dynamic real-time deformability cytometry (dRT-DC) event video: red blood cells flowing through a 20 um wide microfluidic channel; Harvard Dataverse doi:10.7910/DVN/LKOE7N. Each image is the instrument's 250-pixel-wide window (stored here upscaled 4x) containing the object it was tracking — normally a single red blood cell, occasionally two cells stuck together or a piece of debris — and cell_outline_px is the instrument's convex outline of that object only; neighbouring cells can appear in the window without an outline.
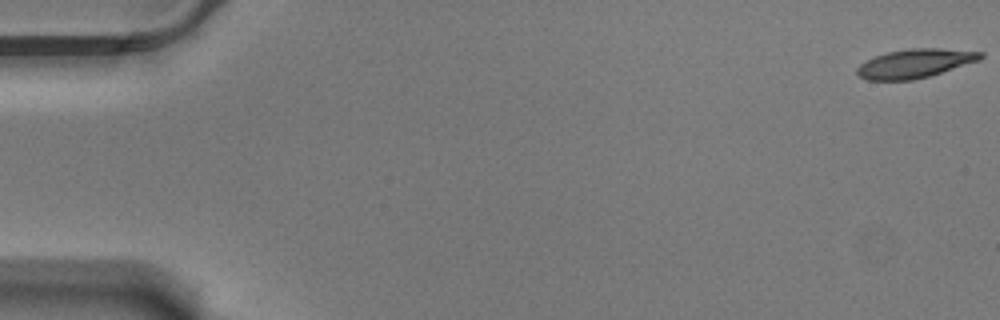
{"species": "Egyptian fruit bat (a non-hibernating species)", "species_latin": "Rousettus aegyptiacus", "temperature_condition": "warm", "stored_images_in_passage": 18, "camera_frame_rate_fps": 3000, "um_per_image_px": 0.085, "animal": {"sex": "male"}, "frame": {"image": 1, "passage_image": 1, "time_ms": 0.0, "image_size_px": [1000, 320], "cell_outline_px": [[984, 56], [980, 60], [928, 76], [912, 80], [868, 80], [860, 76], [856, 72], [856, 68], [860, 64], [876, 56], [888, 52], [908, 48], [940, 48], [984, 52]], "centroid_in_image_um": [77.79, 5.38], "position_along_channel_um": 7.2, "area_um2": 20.58}}
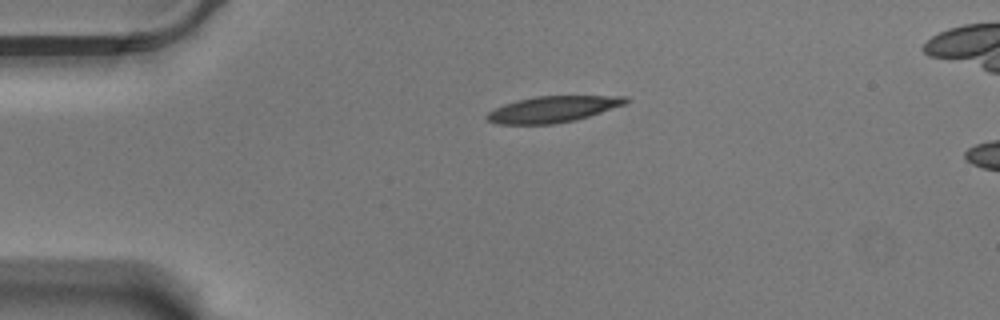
{"frame": {"image": 2, "passage_image": 14, "time_ms": 4.333, "image_size_px": [1000, 320], "cell_outline_px": [[632, 100], [624, 104], [576, 120], [552, 124], [496, 124], [488, 120], [484, 116], [488, 112], [504, 104], [516, 100], [536, 96], [628, 96]], "centroid_in_image_um": [46.97, 9.28], "position_along_channel_um": 38.0, "area_um2": 21.1}}